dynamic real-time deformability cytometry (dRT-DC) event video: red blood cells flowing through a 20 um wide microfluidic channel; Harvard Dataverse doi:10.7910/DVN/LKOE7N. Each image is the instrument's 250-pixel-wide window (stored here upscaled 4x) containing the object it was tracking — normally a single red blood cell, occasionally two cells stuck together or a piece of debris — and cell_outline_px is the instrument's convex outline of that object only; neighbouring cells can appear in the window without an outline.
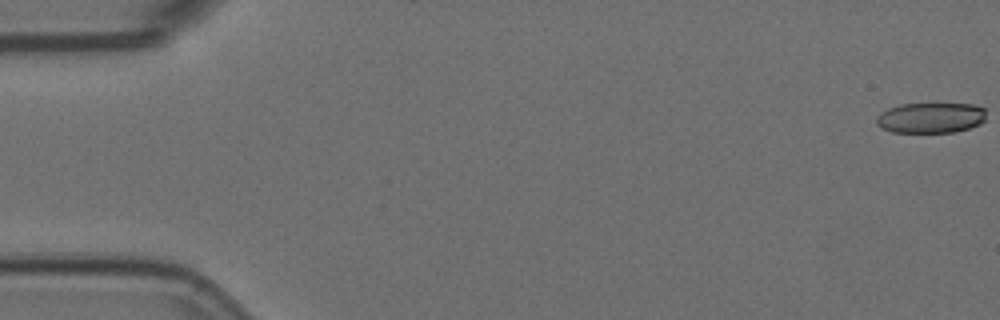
{"species": "Egyptian fruit bat (a non-hibernating species)", "species_latin": "Rousettus aegyptiacus", "temperature_condition": "room temperature", "stored_images_in_passage": 7, "camera_frame_rate_fps": 3000, "um_per_image_px": 0.085, "animal": {"sex": "female"}, "frame": {"image": 1, "passage_image": 1, "time_ms": 0.0, "image_size_px": [1000, 320], "cell_outline_px": [[984, 120], [980, 124], [968, 128], [952, 132], [892, 132], [880, 128], [876, 124], [876, 116], [880, 112], [888, 108], [900, 104], [976, 104], [984, 108]], "centroid_in_image_um": [79.06, 10.01], "position_along_channel_um": 5.9, "area_um2": 19.54}}